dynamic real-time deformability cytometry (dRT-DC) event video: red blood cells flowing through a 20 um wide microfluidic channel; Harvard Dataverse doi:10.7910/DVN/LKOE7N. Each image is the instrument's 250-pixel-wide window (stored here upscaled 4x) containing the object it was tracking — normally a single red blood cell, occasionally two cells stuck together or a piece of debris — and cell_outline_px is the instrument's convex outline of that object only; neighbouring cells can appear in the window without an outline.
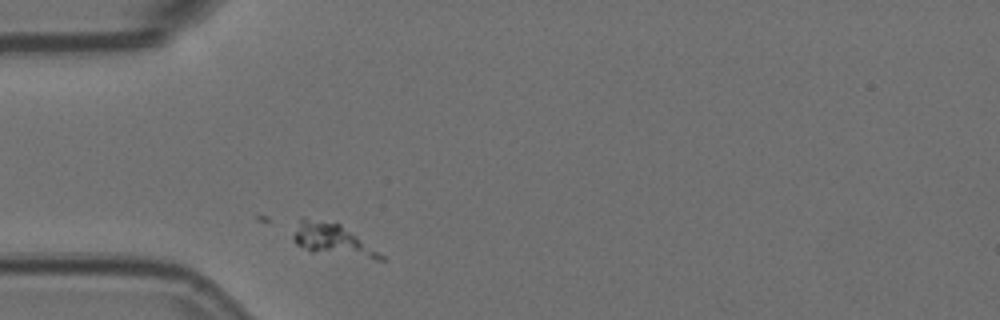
{"species": "Egyptian fruit bat (a non-hibernating species)", "species_latin": "Rousettus aegyptiacus", "temperature_condition": "room temperature", "stored_images_in_passage": 1, "camera_frame_rate_fps": 3000, "um_per_image_px": 0.085, "animal": {"sex": "female"}, "frame": {"image": 1, "passage_image": 1, "time_ms": 0.0, "image_size_px": [1000, 320], "cell_outline_px": [[384, 260], [376, 260], [312, 252], [296, 244], [292, 240], [292, 236], [300, 216], [340, 224], [384, 256]], "centroid_in_image_um": [28.19, 20.39], "position_along_channel_um": 56.8, "area_um2": 16.13}}